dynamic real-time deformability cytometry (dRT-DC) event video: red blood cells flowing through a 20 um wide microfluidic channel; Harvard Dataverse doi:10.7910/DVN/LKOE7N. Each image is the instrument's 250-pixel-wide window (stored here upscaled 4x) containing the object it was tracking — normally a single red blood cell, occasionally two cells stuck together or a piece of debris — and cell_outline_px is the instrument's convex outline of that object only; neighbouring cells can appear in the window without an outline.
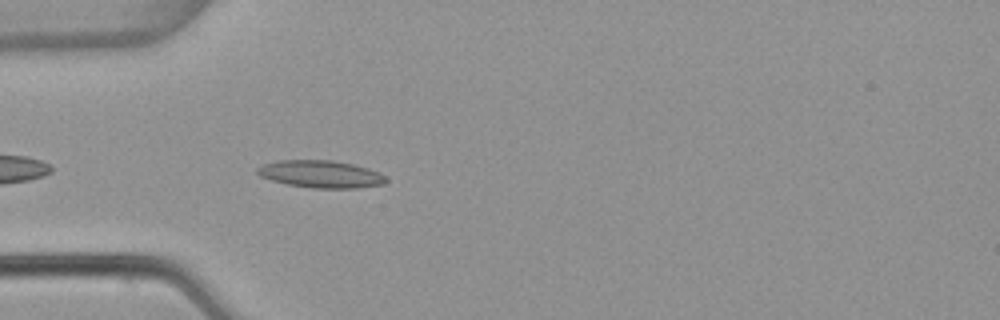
{"species": "common noctule bat (a hibernating species)", "species_latin": "Nyctalus noctula", "temperature_condition": "warm", "stored_images_in_passage": 4, "camera_frame_rate_fps": 3000, "um_per_image_px": 0.085, "animal": {"sex": "female", "body_mass_g": 22.7, "forearm_length_mm": 54.2}, "frame": {"image": 1, "passage_image": 4, "time_ms": 1.0, "image_size_px": [1000, 320], "cell_outline_px": [[388, 180], [384, 184], [356, 188], [312, 188], [288, 184], [272, 180], [260, 176], [256, 172], [256, 168], [260, 164], [276, 160], [332, 160], [352, 164], [368, 168], [380, 172]], "centroid_in_image_um": [27.24, 14.79], "position_along_channel_um": 57.8, "area_um2": 20.63}}